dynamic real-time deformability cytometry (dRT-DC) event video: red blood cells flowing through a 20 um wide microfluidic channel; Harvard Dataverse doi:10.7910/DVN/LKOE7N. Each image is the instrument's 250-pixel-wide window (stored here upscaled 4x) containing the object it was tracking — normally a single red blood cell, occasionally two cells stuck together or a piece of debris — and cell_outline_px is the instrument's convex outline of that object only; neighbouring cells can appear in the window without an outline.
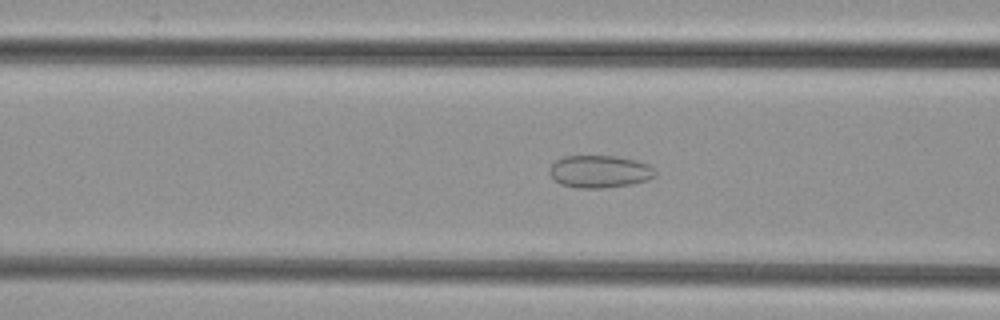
{"species": "common noctule bat (a hibernating species)", "species_latin": "Nyctalus noctula", "temperature_condition": "cold", "stored_images_in_passage": 44, "camera_frame_rate_fps": 3000, "um_per_image_px": 0.085, "animal": {"sex": "female", "body_mass_g": 29.2, "forearm_length_mm": 56.3}, "frame": {"image": 1, "passage_image": 13, "time_ms": 4.0, "image_size_px": [1000, 320], "cell_outline_px": [[656, 176], [648, 180], [632, 184], [604, 188], [580, 188], [560, 184], [548, 172], [548, 168], [556, 160], [564, 156], [616, 156], [636, 160], [648, 164], [656, 172]], "centroid_in_image_um": [50.97, 14.58], "position_along_channel_um": 115.6, "area_um2": 20.06}}
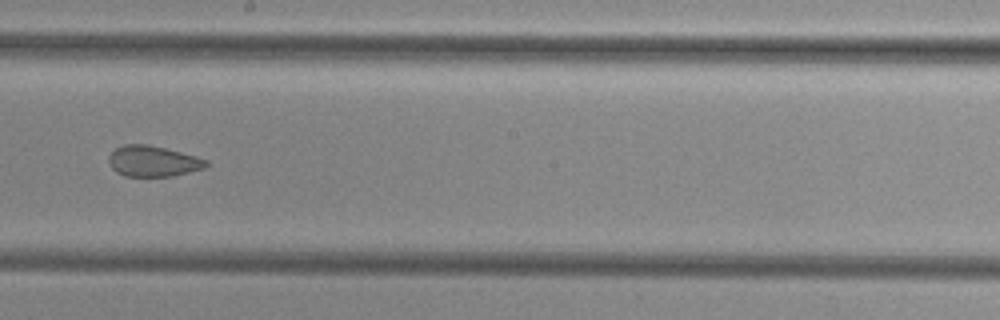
{"frame": {"image": 2, "passage_image": 22, "time_ms": 7.0, "image_size_px": [1000, 320], "cell_outline_px": [[208, 164], [204, 168], [172, 176], [124, 176], [116, 172], [112, 168], [108, 160], [108, 156], [116, 148], [124, 144], [148, 144], [196, 156], [208, 160]], "centroid_in_image_um": [12.99, 13.7], "position_along_channel_um": 235.2, "area_um2": 17.4}}
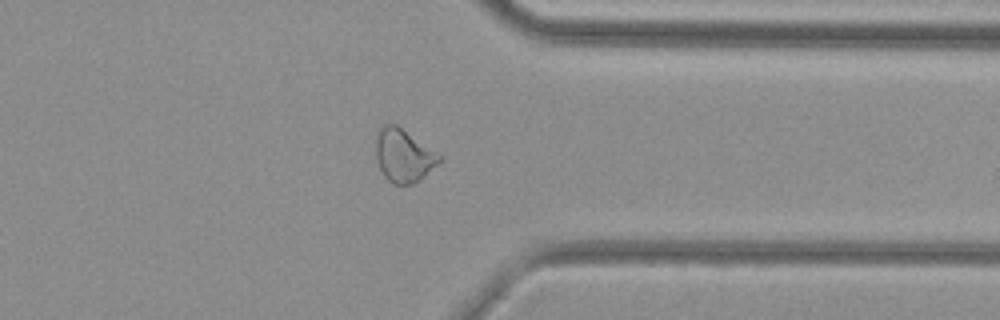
{"frame": {"image": 3, "passage_image": 33, "time_ms": 10.667, "image_size_px": [1000, 320], "cell_outline_px": [[444, 160], [412, 184], [392, 184], [384, 176], [376, 160], [376, 140], [380, 128], [384, 124], [396, 124], [444, 156]], "centroid_in_image_um": [34.33, 13.22], "position_along_channel_um": 377.1, "area_um2": 19.65}}